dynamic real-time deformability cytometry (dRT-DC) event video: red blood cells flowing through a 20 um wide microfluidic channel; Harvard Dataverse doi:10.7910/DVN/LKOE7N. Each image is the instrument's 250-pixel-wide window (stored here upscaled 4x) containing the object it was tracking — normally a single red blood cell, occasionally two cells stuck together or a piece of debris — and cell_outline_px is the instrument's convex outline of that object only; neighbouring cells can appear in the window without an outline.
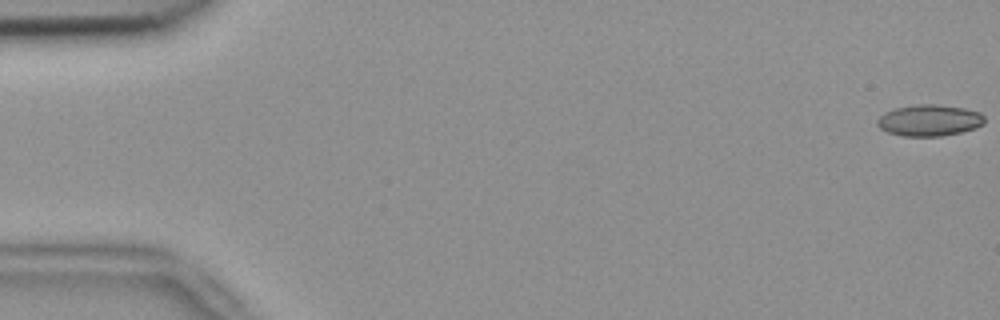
{"species": "common noctule bat (a hibernating species)", "species_latin": "Nyctalus noctula", "temperature_condition": "room temperature", "stored_images_in_passage": 54, "camera_frame_rate_fps": 3000, "um_per_image_px": 0.085, "animal": {"sex": "female", "body_mass_g": 18.4}, "frame": {"image": 1, "passage_image": 1, "time_ms": 0.0, "image_size_px": [1000, 320], "cell_outline_px": [[984, 124], [976, 128], [960, 132], [940, 136], [904, 136], [888, 132], [880, 128], [876, 124], [876, 120], [884, 112], [896, 108], [920, 104], [936, 104], [964, 108], [980, 112], [984, 116]], "centroid_in_image_um": [78.99, 10.23], "position_along_channel_um": 6.0, "area_um2": 19.59}}
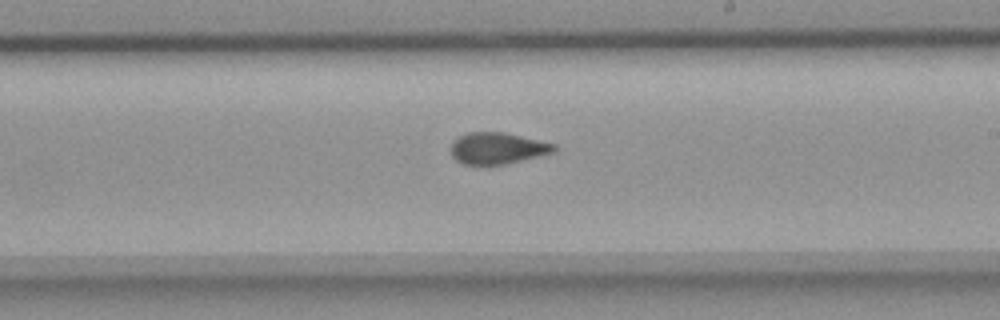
{"frame": {"image": 2, "passage_image": 32, "time_ms": 10.333, "image_size_px": [1000, 320], "cell_outline_px": [[556, 152], [504, 164], [464, 164], [456, 160], [452, 156], [452, 144], [456, 136], [468, 132], [504, 132], [556, 144]], "centroid_in_image_um": [42.28, 12.59], "position_along_channel_um": 246.7, "area_um2": 18.84}}
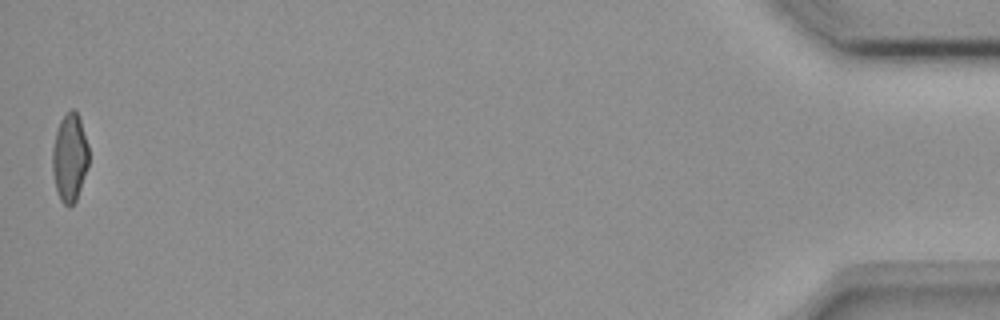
{"frame": {"image": 3, "passage_image": 54, "time_ms": 17.667, "image_size_px": [1000, 320], "cell_outline_px": [[88, 164], [76, 200], [68, 208], [60, 200], [56, 188], [52, 172], [52, 148], [56, 132], [60, 120], [72, 108], [76, 112], [80, 120], [88, 144]], "centroid_in_image_um": [5.91, 13.4], "position_along_channel_um": 429.3, "area_um2": 18.44}, "authors_computed_cell_mechanics": {"area_um2": 19.5942, "velocity_mm_per_s": 3.7733, "shape_relaxation_time_tau1_ms": null, "shape_relaxation_time_tau2_ms": 1.7418, "deformation_change_tau1": null, "deformation_change_tau2": 0.058}}